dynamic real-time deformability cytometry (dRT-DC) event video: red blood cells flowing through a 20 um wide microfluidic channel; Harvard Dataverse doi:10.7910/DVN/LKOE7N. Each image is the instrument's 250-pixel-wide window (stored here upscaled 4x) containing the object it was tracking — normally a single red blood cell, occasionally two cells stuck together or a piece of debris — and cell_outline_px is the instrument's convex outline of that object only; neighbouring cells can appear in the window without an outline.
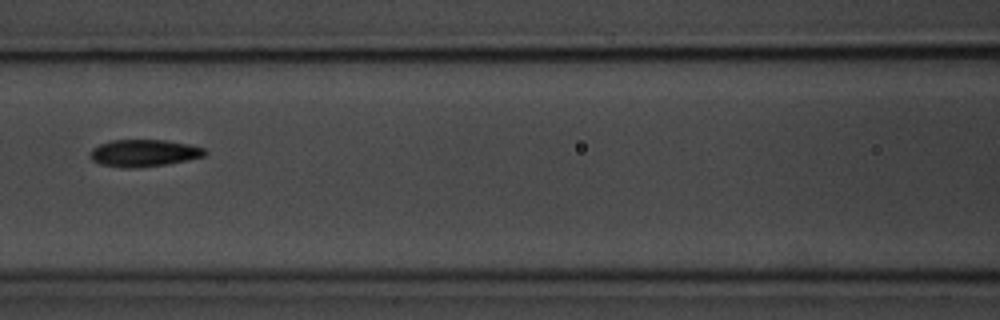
{"species": "common noctule bat (a hibernating species)", "species_latin": "Nyctalus noctula", "temperature_condition": "room temperature", "stored_images_in_passage": 8, "camera_frame_rate_fps": 3000, "um_per_image_px": 0.085, "animal": {"sex": "male", "body_mass_g": 20.1, "forearm_length_mm": 53.5}, "frame": {"image": 1, "passage_image": 7, "time_ms": 7.0, "image_size_px": [1000, 320], "cell_outline_px": [[208, 152], [204, 156], [188, 160], [168, 164], [132, 168], [120, 168], [100, 164], [92, 160], [92, 148], [100, 144], [112, 140], [168, 140], [188, 144], [204, 148]], "centroid_in_image_um": [12.26, 13.01], "position_along_channel_um": 154.3, "area_um2": 18.09}}
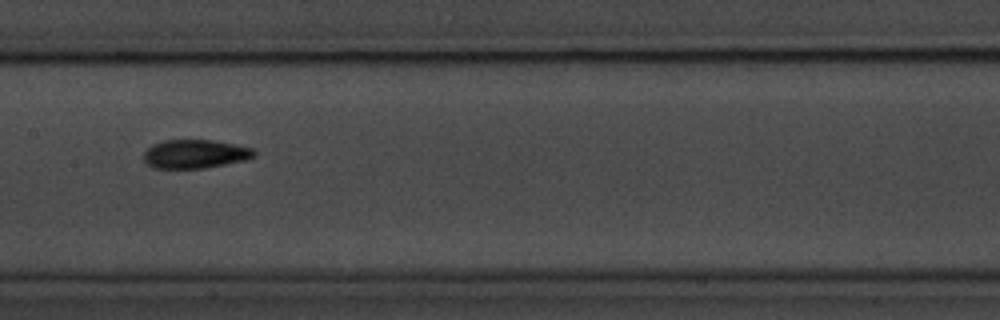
{"frame": {"image": 2, "passage_image": 8, "time_ms": 8.0, "image_size_px": [1000, 320], "cell_outline_px": [[256, 156], [244, 160], [204, 168], [156, 168], [148, 164], [144, 160], [144, 152], [152, 144], [164, 140], [212, 140], [252, 148], [256, 152]], "centroid_in_image_um": [16.57, 13.08], "position_along_channel_um": 190.8, "area_um2": 18.26}}